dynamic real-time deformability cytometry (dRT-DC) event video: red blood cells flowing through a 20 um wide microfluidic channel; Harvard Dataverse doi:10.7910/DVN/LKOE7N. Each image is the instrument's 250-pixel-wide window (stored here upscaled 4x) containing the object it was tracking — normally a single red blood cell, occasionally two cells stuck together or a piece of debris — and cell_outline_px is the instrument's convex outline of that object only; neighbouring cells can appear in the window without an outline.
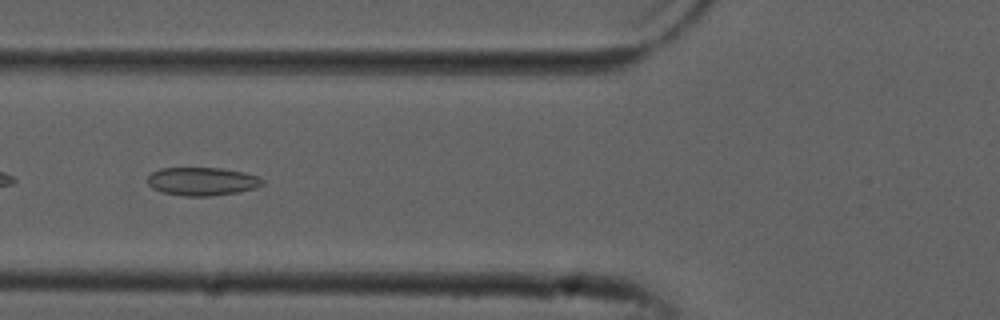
{"species": "common noctule bat (a hibernating species)", "species_latin": "Nyctalus noctula", "temperature_condition": "cold", "stored_images_in_passage": 52, "camera_frame_rate_fps": 3000, "um_per_image_px": 0.085, "animal": {"sex": "male", "forearm_length_mm": 52.5}, "frame": {"image": 1, "passage_image": 20, "time_ms": 6.333, "image_size_px": [1000, 320], "cell_outline_px": [[264, 184], [256, 188], [236, 192], [212, 196], [180, 196], [164, 192], [152, 188], [148, 184], [148, 176], [152, 172], [160, 168], [220, 168], [244, 172], [260, 176], [264, 180]], "centroid_in_image_um": [17.21, 15.42], "position_along_channel_um": 108.6, "area_um2": 19.02}}
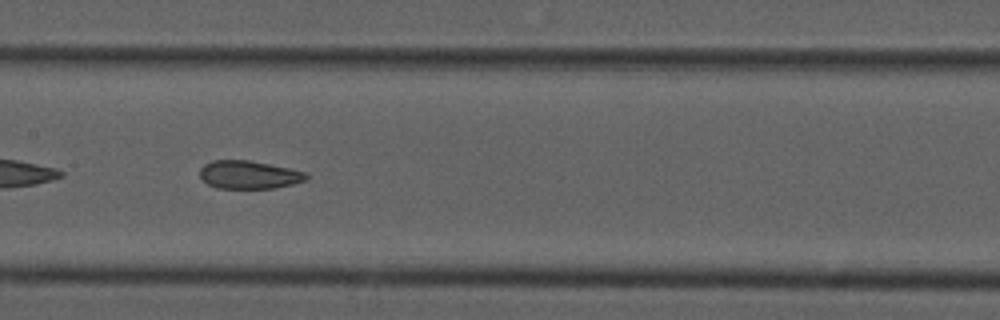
{"frame": {"image": 2, "passage_image": 26, "time_ms": 8.333, "image_size_px": [1000, 320], "cell_outline_px": [[308, 180], [276, 188], [216, 188], [208, 184], [200, 176], [200, 168], [204, 164], [212, 160], [248, 160], [288, 168], [304, 172], [308, 176]], "centroid_in_image_um": [21.14, 14.85], "position_along_channel_um": 186.3, "area_um2": 17.34}}
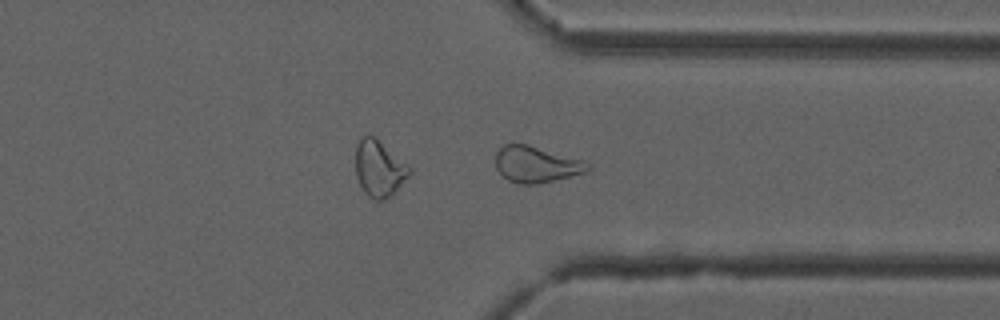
{"frame": {"image": 3, "passage_image": 40, "time_ms": 13.0, "image_size_px": [1000, 320], "cell_outline_px": [[592, 168], [584, 172], [536, 184], [520, 184], [508, 180], [496, 168], [496, 152], [504, 144], [528, 144], [580, 160], [592, 164]], "centroid_in_image_um": [45.55, 13.97], "position_along_channel_um": 365.8, "area_um2": 19.02}, "authors_computed_cell_mechanics": {"area_um2": 20.6924, "velocity_mm_per_s": 3.864, "shape_relaxation_time_tau1_ms": null, "shape_relaxation_time_tau2_ms": 1.9484, "deformation_change_tau1": null, "deformation_change_tau2": 0.0746}}